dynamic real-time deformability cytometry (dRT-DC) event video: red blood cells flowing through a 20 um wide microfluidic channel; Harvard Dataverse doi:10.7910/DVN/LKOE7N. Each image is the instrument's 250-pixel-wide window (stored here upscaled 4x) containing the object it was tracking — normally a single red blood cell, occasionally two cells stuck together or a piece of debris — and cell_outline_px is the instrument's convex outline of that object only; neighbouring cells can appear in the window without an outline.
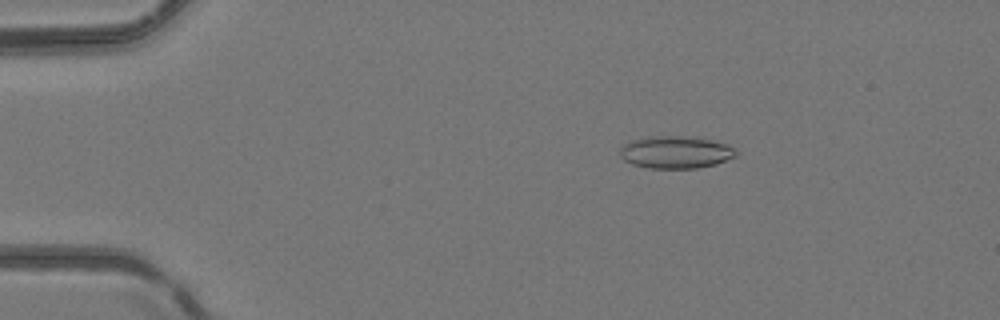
{"species": "common noctule bat (a hibernating species)", "species_latin": "Nyctalus noctula", "temperature_condition": "room temperature", "stored_images_in_passage": 52, "camera_frame_rate_fps": 3000, "um_per_image_px": 0.085, "animal": {"sex": "female", "body_mass_g": 24.6, "forearm_length_mm": 56.2}, "frame": {"image": 1, "passage_image": 10, "time_ms": 3.0, "image_size_px": [1000, 320], "cell_outline_px": [[740, 152], [736, 156], [716, 164], [696, 168], [648, 168], [632, 164], [624, 160], [620, 156], [620, 148], [624, 144], [632, 140], [648, 136], [680, 136], [712, 140], [736, 148]], "centroid_in_image_um": [57.43, 12.94], "position_along_channel_um": 27.6, "area_um2": 21.91}}
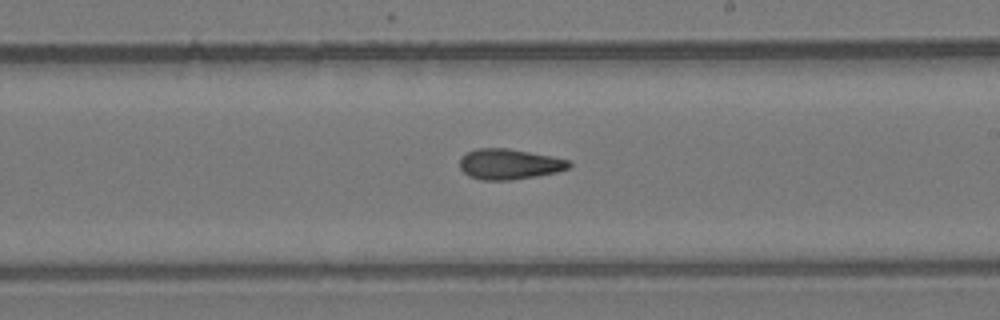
{"frame": {"image": 2, "passage_image": 31, "time_ms": 10.0, "image_size_px": [1000, 320], "cell_outline_px": [[572, 164], [568, 168], [556, 172], [536, 176], [512, 180], [480, 180], [468, 176], [460, 168], [460, 156], [476, 148], [508, 148], [552, 156], [568, 160]], "centroid_in_image_um": [43.26, 13.95], "position_along_channel_um": 245.7, "area_um2": 19.48}}
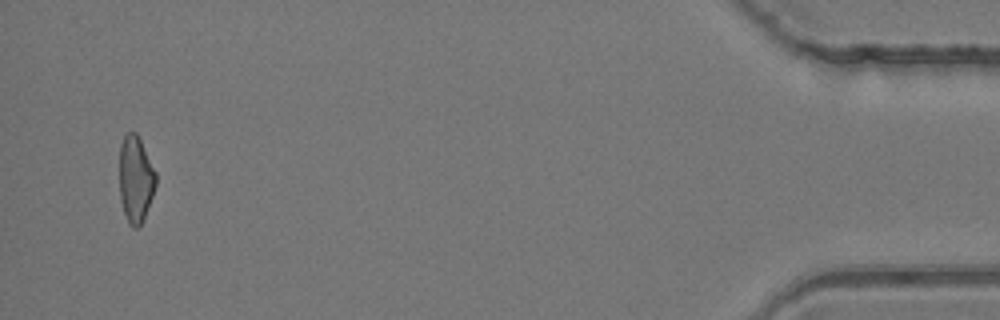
{"frame": {"image": 3, "passage_image": 50, "time_ms": 16.333, "image_size_px": [1000, 320], "cell_outline_px": [[156, 184], [144, 220], [136, 228], [132, 228], [128, 224], [120, 200], [120, 144], [124, 136], [128, 132], [136, 132], [156, 172]], "centroid_in_image_um": [11.52, 15.25], "position_along_channel_um": 423.7, "area_um2": 18.32}, "authors_computed_cell_mechanics": {"area_um2": 19.5075, "velocity_mm_per_s": 4.1635, "shape_relaxation_time_tau1_ms": null, "shape_relaxation_time_tau2_ms": 3.5829, "deformation_change_tau1": null, "deformation_change_tau2": 0.1224}}